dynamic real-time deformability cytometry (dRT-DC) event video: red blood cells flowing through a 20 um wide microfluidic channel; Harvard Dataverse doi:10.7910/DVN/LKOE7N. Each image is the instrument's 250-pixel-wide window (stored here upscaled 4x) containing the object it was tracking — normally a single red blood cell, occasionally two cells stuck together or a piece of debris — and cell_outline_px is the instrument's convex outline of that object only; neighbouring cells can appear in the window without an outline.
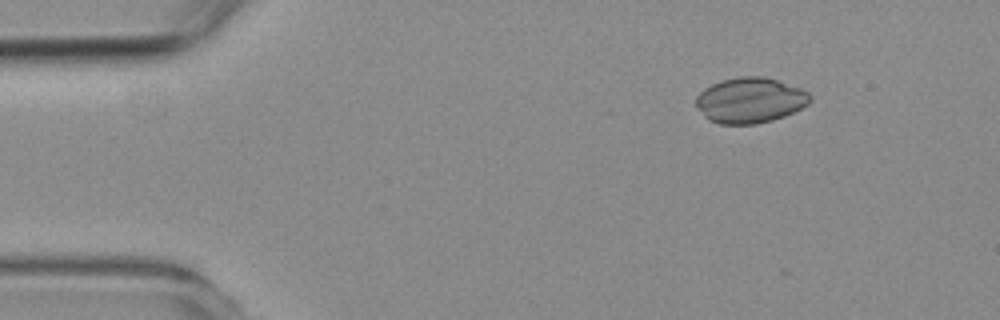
{"species": "common noctule bat (a hibernating species)", "species_latin": "Nyctalus noctula", "temperature_condition": "room temperature", "stored_images_in_passage": 7, "camera_frame_rate_fps": 3000, "um_per_image_px": 0.085, "animal": {"sex": "female", "body_mass_g": 19.3, "forearm_length_mm": 54.1}, "frame": {"image": 1, "passage_image": 2, "time_ms": 0.333, "image_size_px": [1000, 320], "cell_outline_px": [[812, 100], [808, 104], [784, 116], [772, 120], [756, 124], [720, 124], [708, 120], [704, 116], [696, 104], [696, 96], [704, 88], [720, 80], [740, 76], [764, 76], [800, 88], [808, 92], [812, 96]], "centroid_in_image_um": [63.75, 8.52], "position_along_channel_um": 21.3, "area_um2": 30.23}}